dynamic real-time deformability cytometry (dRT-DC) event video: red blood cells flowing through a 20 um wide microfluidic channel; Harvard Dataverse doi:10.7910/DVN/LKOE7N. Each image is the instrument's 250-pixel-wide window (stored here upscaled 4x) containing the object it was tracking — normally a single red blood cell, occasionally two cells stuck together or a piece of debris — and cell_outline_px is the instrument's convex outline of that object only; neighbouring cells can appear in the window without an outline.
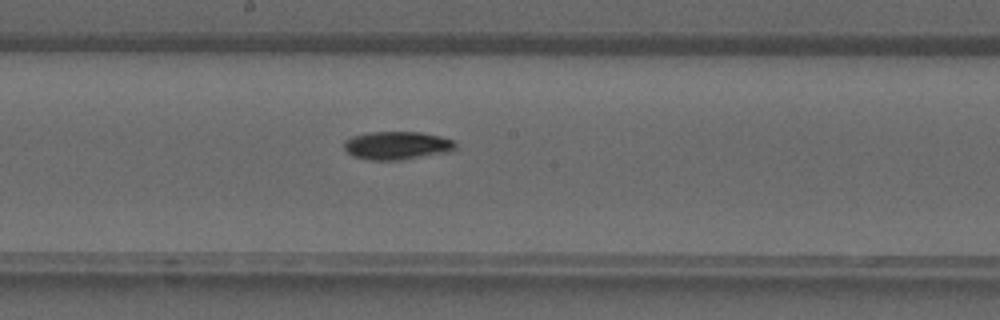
{"species": "common noctule bat (a hibernating species)", "species_latin": "Nyctalus noctula", "temperature_condition": "warm", "stored_images_in_passage": 20, "camera_frame_rate_fps": 3000, "um_per_image_px": 0.085, "animal": {"sex": "male", "forearm_length_mm": 52.5}, "frame": {"image": 1, "passage_image": 9, "time_ms": 2.667, "image_size_px": [1000, 320], "cell_outline_px": [[456, 148], [448, 152], [400, 160], [368, 160], [352, 156], [344, 148], [344, 140], [352, 136], [368, 132], [420, 132], [440, 136], [456, 140]], "centroid_in_image_um": [33.74, 12.36], "position_along_channel_um": 214.5, "area_um2": 18.44}}
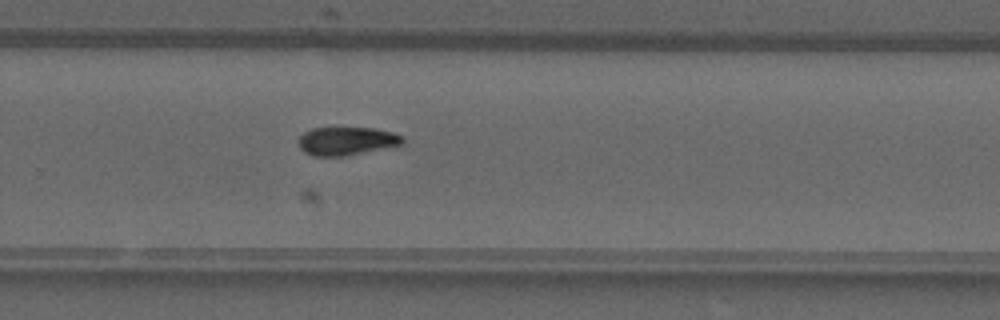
{"frame": {"image": 2, "passage_image": 14, "time_ms": 4.333, "image_size_px": [1000, 320], "cell_outline_px": [[404, 144], [344, 156], [312, 156], [304, 152], [300, 148], [300, 136], [304, 132], [312, 128], [372, 128], [392, 132], [404, 136]], "centroid_in_image_um": [29.48, 11.99], "position_along_channel_um": 300.3, "area_um2": 17.05}}
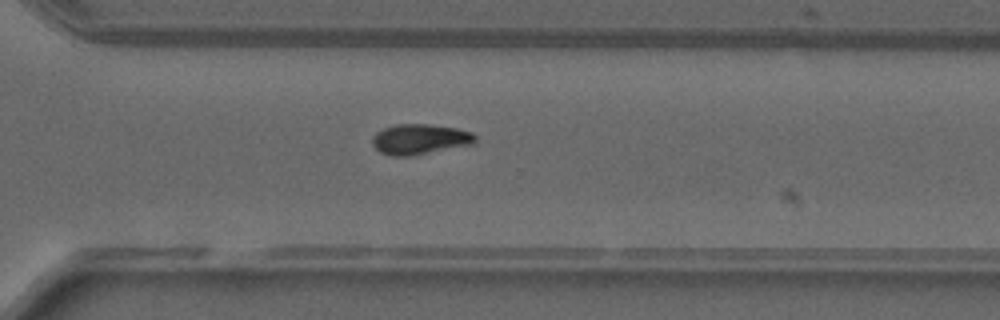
{"frame": {"image": 3, "passage_image": 16, "time_ms": 5.0, "image_size_px": [1000, 320], "cell_outline_px": [[476, 140], [472, 144], [412, 156], [392, 156], [380, 152], [372, 144], [372, 136], [376, 132], [384, 128], [396, 124], [428, 124], [456, 128], [472, 132], [476, 136]], "centroid_in_image_um": [35.67, 11.83], "position_along_channel_um": 334.9, "area_um2": 18.21}}